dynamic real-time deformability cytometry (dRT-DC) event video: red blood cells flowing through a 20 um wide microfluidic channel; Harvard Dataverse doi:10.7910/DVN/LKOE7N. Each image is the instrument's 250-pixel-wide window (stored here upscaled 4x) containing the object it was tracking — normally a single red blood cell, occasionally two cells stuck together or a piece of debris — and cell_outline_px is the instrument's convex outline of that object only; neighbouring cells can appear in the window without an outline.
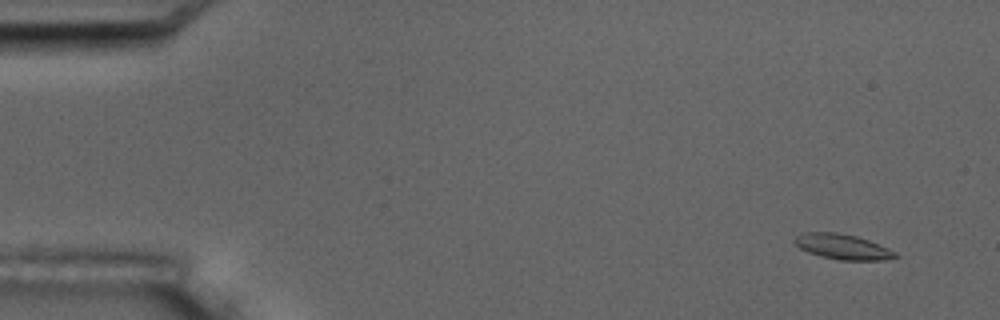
{"species": "common noctule bat (a hibernating species)", "species_latin": "Nyctalus noctula", "temperature_condition": "room temperature", "stored_images_in_passage": 10, "camera_frame_rate_fps": 3000, "um_per_image_px": 0.085, "animal": {"sex": "male", "body_mass_g": 17.5, "forearm_length_mm": 52.3}, "frame": {"image": 1, "passage_image": 2, "time_ms": 1.0, "image_size_px": [1000, 320], "cell_outline_px": [[900, 256], [884, 260], [840, 260], [820, 256], [808, 252], [800, 248], [792, 240], [796, 236], [804, 232], [836, 232], [856, 236], [868, 240], [888, 248], [896, 252]], "centroid_in_image_um": [71.62, 20.97], "position_along_channel_um": 13.4, "area_um2": 14.8}}
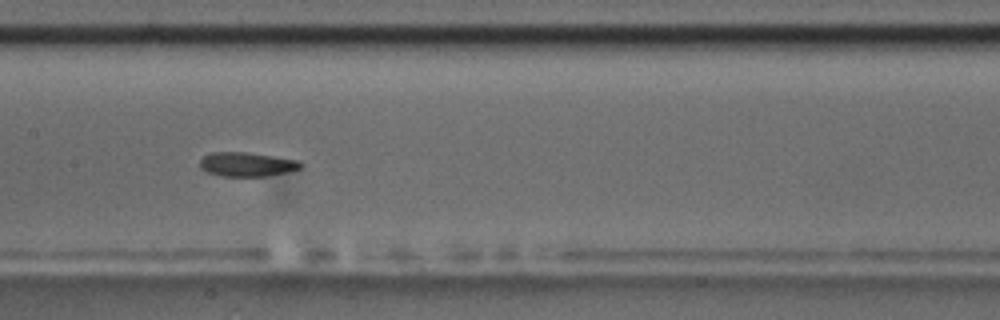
{"frame": {"image": 2, "passage_image": 9, "time_ms": 9.0, "image_size_px": [1000, 320], "cell_outline_px": [[304, 164], [300, 168], [288, 172], [264, 176], [224, 176], [208, 172], [200, 168], [200, 160], [204, 156], [212, 152], [248, 152], [300, 160]], "centroid_in_image_um": [21.02, 13.96], "position_along_channel_um": 186.4, "area_um2": 14.22}}
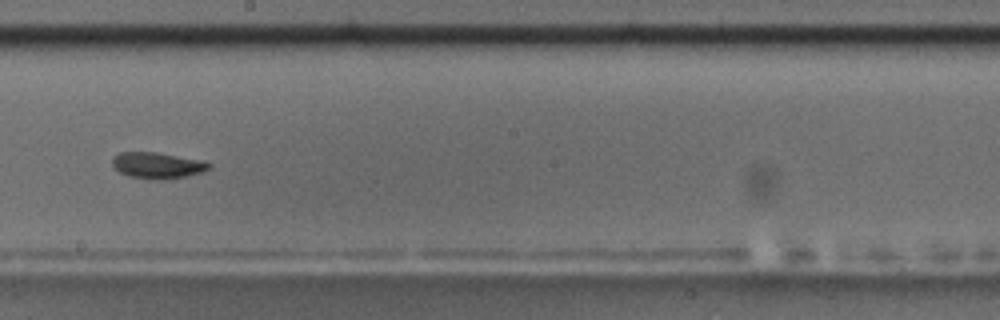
{"frame": {"image": 3, "passage_image": 10, "time_ms": 10.333, "image_size_px": [1000, 320], "cell_outline_px": [[212, 164], [204, 172], [188, 176], [164, 180], [152, 180], [128, 176], [120, 172], [112, 164], [112, 156], [120, 152], [156, 152], [196, 160]], "centroid_in_image_um": [13.33, 14.08], "position_along_channel_um": 234.9, "area_um2": 14.68}}